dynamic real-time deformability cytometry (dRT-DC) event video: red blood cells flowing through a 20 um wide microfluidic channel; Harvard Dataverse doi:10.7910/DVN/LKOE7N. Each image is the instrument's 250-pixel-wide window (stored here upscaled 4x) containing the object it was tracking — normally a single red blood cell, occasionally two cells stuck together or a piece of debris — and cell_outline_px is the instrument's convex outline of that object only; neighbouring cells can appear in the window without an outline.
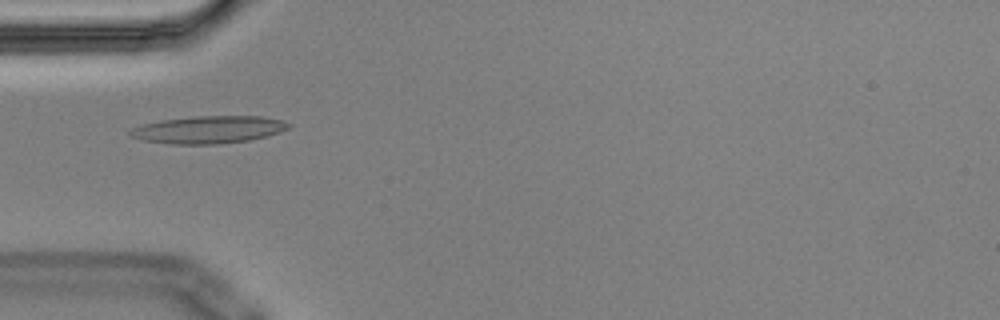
{"species": "Egyptian fruit bat (a non-hibernating species)", "species_latin": "Rousettus aegyptiacus", "temperature_condition": "cold", "stored_images_in_passage": 3, "camera_frame_rate_fps": 3000, "um_per_image_px": 0.085, "animal": {"sex": "male"}, "frame": {"image": 1, "passage_image": 2, "time_ms": 0.333, "image_size_px": [1000, 320], "cell_outline_px": [[292, 124], [288, 128], [280, 132], [248, 140], [216, 144], [172, 144], [144, 140], [128, 136], [128, 132], [132, 128], [144, 124], [160, 120], [196, 116], [260, 116], [280, 120]], "centroid_in_image_um": [17.69, 11.01], "position_along_channel_um": 67.3, "area_um2": 25.14}}